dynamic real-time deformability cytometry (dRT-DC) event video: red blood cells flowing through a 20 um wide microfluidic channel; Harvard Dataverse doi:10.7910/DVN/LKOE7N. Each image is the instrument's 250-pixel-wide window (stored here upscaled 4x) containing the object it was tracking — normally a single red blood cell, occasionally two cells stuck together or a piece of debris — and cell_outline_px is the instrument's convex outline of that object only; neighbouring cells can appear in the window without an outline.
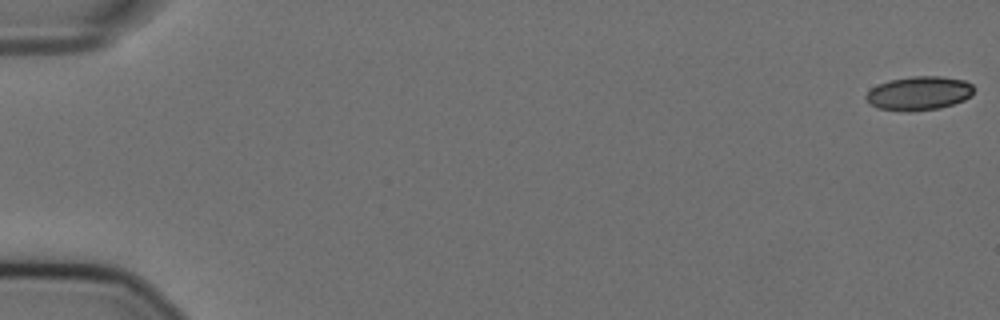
{"species": "Egyptian fruit bat (a non-hibernating species)", "species_latin": "Rousettus aegyptiacus", "temperature_condition": "cold", "stored_images_in_passage": 13, "camera_frame_rate_fps": 3000, "um_per_image_px": 0.085, "animal": {"sex": "female"}, "frame": {"image": 1, "passage_image": 1, "time_ms": 0.0, "image_size_px": [1000, 320], "cell_outline_px": [[972, 96], [964, 100], [940, 108], [912, 112], [908, 112], [876, 108], [868, 104], [864, 100], [864, 96], [872, 88], [888, 80], [912, 76], [940, 76], [964, 80], [972, 84]], "centroid_in_image_um": [78.07, 7.94], "position_along_channel_um": 6.9, "area_um2": 21.5}}